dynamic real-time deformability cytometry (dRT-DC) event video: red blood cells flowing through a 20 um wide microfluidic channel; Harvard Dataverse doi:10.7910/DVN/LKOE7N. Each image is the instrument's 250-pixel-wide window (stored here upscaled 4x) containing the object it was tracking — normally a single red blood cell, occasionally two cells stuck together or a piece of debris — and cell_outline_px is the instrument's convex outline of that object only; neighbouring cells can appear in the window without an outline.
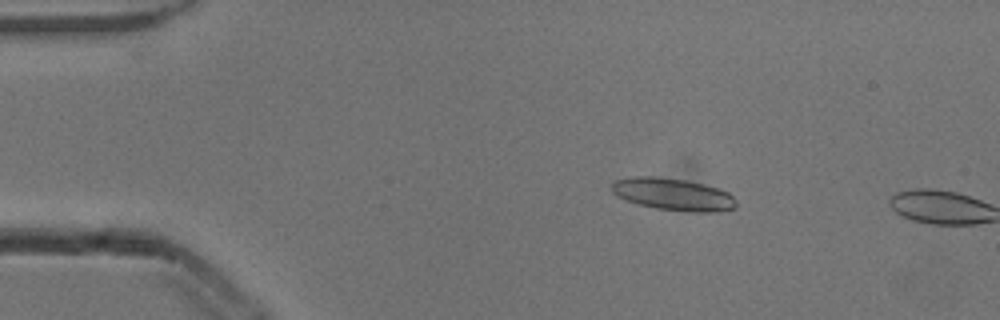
{"species": "common noctule bat (a hibernating species)", "species_latin": "Nyctalus noctula", "temperature_condition": "cold", "stored_images_in_passage": 12, "camera_frame_rate_fps": 3000, "um_per_image_px": 0.085, "animal": {"sex": "male", "body_mass_g": 13.3}, "frame": {"image": 1, "passage_image": 10, "time_ms": 3.0, "image_size_px": [1000, 320], "cell_outline_px": [[736, 208], [716, 212], [692, 212], [656, 208], [636, 204], [612, 192], [612, 184], [616, 180], [632, 176], [652, 176], [684, 180], [704, 184], [728, 192], [736, 200]], "centroid_in_image_um": [57.24, 16.52], "position_along_channel_um": 27.8, "area_um2": 23.18}}